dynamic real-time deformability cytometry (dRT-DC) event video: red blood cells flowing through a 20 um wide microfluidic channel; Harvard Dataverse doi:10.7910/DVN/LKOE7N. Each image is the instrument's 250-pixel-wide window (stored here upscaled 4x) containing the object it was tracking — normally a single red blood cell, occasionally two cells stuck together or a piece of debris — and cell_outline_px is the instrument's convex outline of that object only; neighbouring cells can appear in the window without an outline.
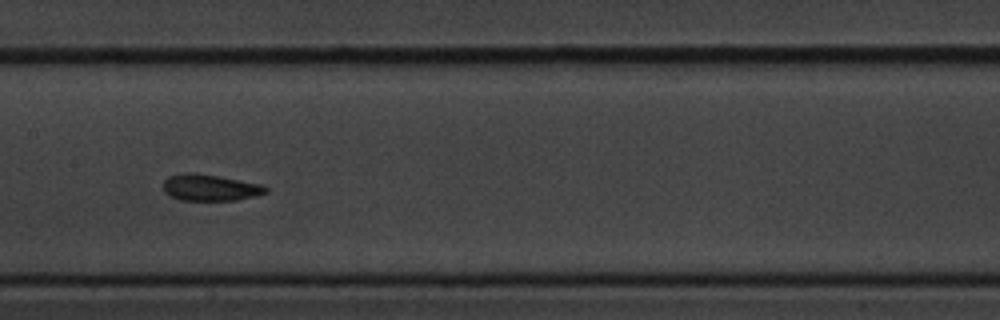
{"species": "common noctule bat (a hibernating species)", "species_latin": "Nyctalus noctula", "temperature_condition": "cold", "stored_images_in_passage": 19, "camera_frame_rate_fps": 3000, "um_per_image_px": 0.085, "animal": {"sex": "male", "body_mass_g": 20.1, "forearm_length_mm": 53.5}, "frame": {"image": 1, "passage_image": 14, "time_ms": 4.333, "image_size_px": [1000, 320], "cell_outline_px": [[268, 192], [236, 200], [180, 200], [164, 192], [164, 180], [168, 176], [184, 172], [188, 172], [220, 176], [264, 184], [268, 188]], "centroid_in_image_um": [17.87, 15.93], "position_along_channel_um": 189.5, "area_um2": 15.84}}